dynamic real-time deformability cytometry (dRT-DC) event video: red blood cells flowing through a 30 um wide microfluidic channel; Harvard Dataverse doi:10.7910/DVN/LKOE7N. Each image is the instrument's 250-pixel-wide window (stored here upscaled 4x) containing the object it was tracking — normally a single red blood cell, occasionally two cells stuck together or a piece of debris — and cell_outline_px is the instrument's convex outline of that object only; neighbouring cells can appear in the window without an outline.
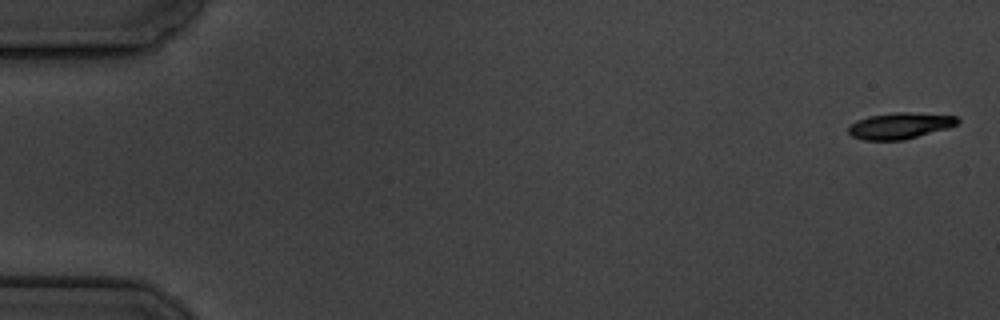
{"species": "common noctule bat (a hibernating species)", "species_latin": "Nyctalus noctula", "temperature_condition": "cold", "stored_images_in_passage": 5, "camera_frame_rate_fps": 3000, "um_per_image_px": 0.085, "animal": {"sex": "male", "body_mass_g": 19.5, "forearm_length_mm": 54.6}, "frame": {"image": 1, "passage_image": 1, "time_ms": 0.0, "image_size_px": [1000, 320], "cell_outline_px": [[960, 120], [956, 124], [948, 128], [904, 140], [864, 140], [852, 136], [848, 132], [848, 128], [856, 120], [868, 116], [896, 112], [908, 112], [956, 116]], "centroid_in_image_um": [76.48, 10.69], "position_along_channel_um": 8.5, "area_um2": 16.59}}
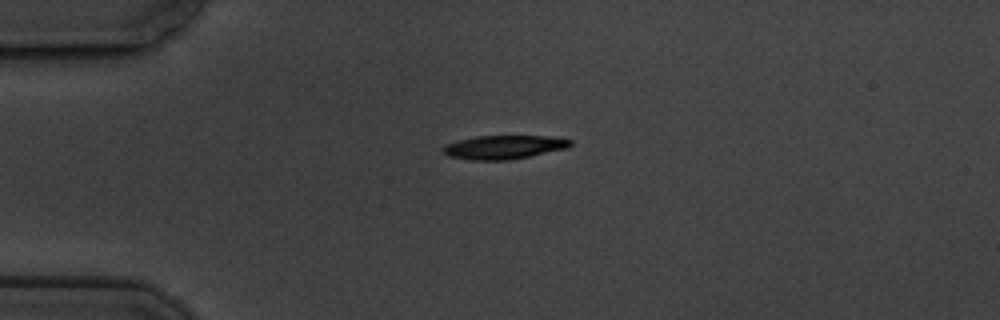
{"frame": {"image": 2, "passage_image": 4, "time_ms": 4.333, "image_size_px": [1000, 320], "cell_outline_px": [[572, 144], [568, 148], [508, 160], [472, 160], [448, 156], [440, 148], [444, 144], [476, 136], [548, 136], [572, 140]], "centroid_in_image_um": [42.8, 12.5], "position_along_channel_um": 42.2, "area_um2": 17.51}}